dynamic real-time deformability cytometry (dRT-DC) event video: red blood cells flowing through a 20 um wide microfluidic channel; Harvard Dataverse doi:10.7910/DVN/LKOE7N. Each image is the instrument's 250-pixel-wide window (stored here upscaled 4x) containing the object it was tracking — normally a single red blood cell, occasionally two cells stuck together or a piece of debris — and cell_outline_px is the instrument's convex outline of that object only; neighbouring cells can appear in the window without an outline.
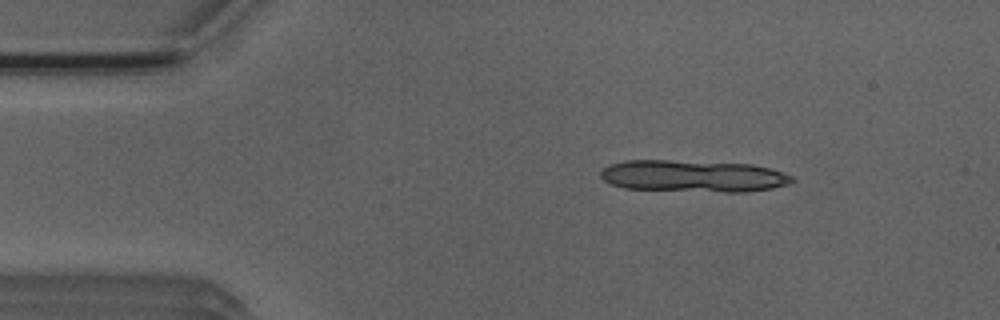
{"species": "Egyptian fruit bat (a non-hibernating species)", "species_latin": "Rousettus aegyptiacus", "temperature_condition": "room temperature", "stored_images_in_passage": 6, "camera_frame_rate_fps": 3000, "um_per_image_px": 0.085, "animal": {"sex": "male"}, "frame": {"image": 1, "passage_image": 1, "time_ms": 0.0, "image_size_px": [1000, 320], "cell_outline_px": [[796, 180], [788, 184], [772, 188], [744, 192], [724, 192], [624, 188], [612, 184], [604, 180], [600, 176], [600, 172], [604, 168], [612, 164], [628, 160], [668, 160], [752, 164], [768, 168], [792, 176]], "centroid_in_image_um": [58.93, 14.97], "position_along_channel_um": 26.1, "area_um2": 35.32}}